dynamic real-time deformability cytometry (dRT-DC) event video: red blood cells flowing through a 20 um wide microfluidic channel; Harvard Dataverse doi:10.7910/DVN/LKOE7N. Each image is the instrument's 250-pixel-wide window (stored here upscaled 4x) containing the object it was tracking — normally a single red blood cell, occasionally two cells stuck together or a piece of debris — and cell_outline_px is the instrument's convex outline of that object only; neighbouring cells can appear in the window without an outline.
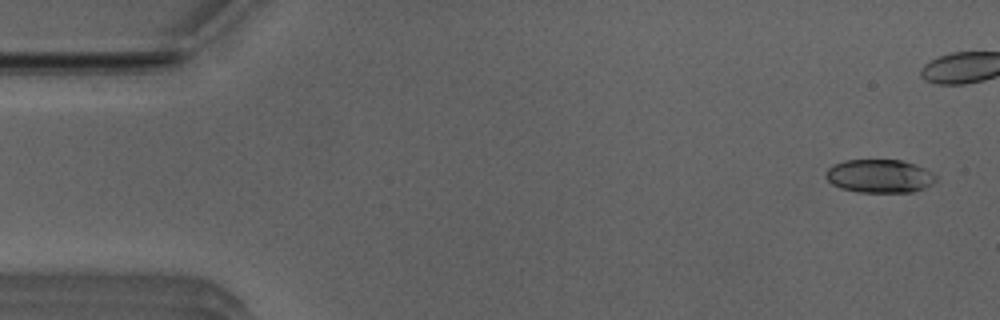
{"species": "Egyptian fruit bat (a non-hibernating species)", "species_latin": "Rousettus aegyptiacus", "temperature_condition": "room temperature", "stored_images_in_passage": 12, "camera_frame_rate_fps": 3000, "um_per_image_px": 0.085, "animal": {"sex": "male"}, "frame": {"image": 1, "passage_image": 1, "time_ms": 0.0, "image_size_px": [1000, 320], "cell_outline_px": [[936, 180], [932, 184], [924, 188], [912, 192], [856, 192], [840, 188], [832, 184], [824, 176], [824, 172], [828, 168], [844, 160], [900, 160], [924, 168], [932, 172], [936, 176]], "centroid_in_image_um": [74.73, 14.97], "position_along_channel_um": 10.3, "area_um2": 21.39}}